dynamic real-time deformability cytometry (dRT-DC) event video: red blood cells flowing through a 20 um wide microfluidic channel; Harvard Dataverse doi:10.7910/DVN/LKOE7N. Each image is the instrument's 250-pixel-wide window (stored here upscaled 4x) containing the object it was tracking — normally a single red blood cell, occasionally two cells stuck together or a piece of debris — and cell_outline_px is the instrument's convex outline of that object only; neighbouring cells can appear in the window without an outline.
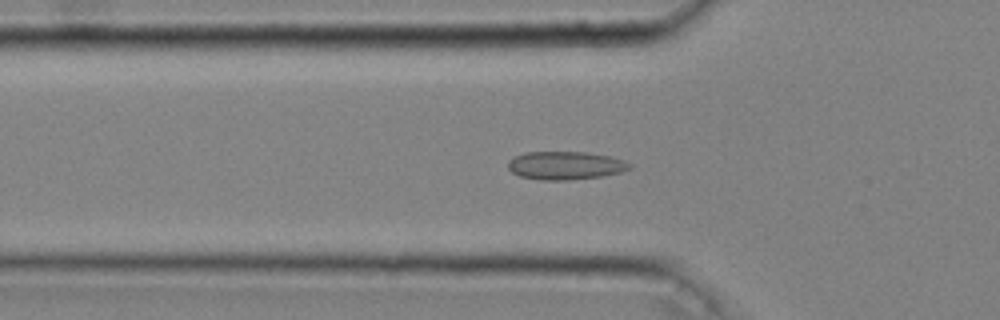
{"species": "common noctule bat (a hibernating species)", "species_latin": "Nyctalus noctula", "temperature_condition": "cold", "stored_images_in_passage": 42, "camera_frame_rate_fps": 3000, "um_per_image_px": 0.085, "animal": {"sex": "male", "body_mass_g": 20.4}, "frame": {"image": 1, "passage_image": 14, "time_ms": 4.333, "image_size_px": [1000, 320], "cell_outline_px": [[632, 168], [620, 172], [600, 176], [568, 180], [540, 180], [520, 176], [512, 172], [508, 168], [508, 160], [524, 152], [584, 152], [608, 156], [624, 160], [632, 164]], "centroid_in_image_um": [48.04, 14.06], "position_along_channel_um": 77.8, "area_um2": 19.88}}
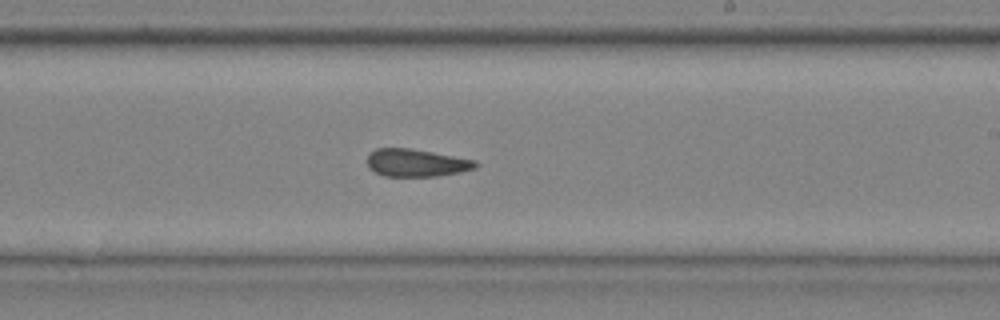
{"frame": {"image": 2, "passage_image": 27, "time_ms": 8.667, "image_size_px": [1000, 320], "cell_outline_px": [[480, 164], [476, 168], [460, 172], [436, 176], [384, 176], [368, 168], [368, 156], [376, 148], [408, 148], [432, 152], [476, 160]], "centroid_in_image_um": [35.41, 13.84], "position_along_channel_um": 253.6, "area_um2": 17.34}}
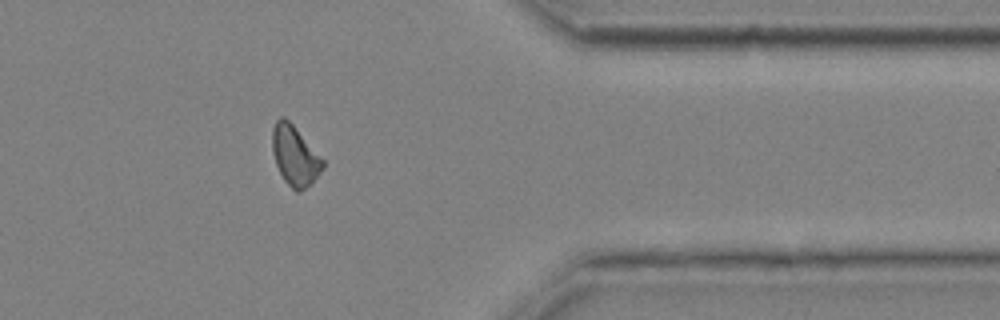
{"frame": {"image": 3, "passage_image": 38, "time_ms": 12.333, "image_size_px": [1000, 320], "cell_outline_px": [[324, 168], [300, 192], [296, 192], [284, 180], [276, 164], [272, 152], [272, 128], [276, 120], [280, 116], [284, 116], [292, 124], [324, 160]], "centroid_in_image_um": [25.03, 13.21], "position_along_channel_um": 386.4, "area_um2": 17.28}, "authors_computed_cell_mechanics": {"area_um2": 18.2937, "velocity_mm_per_s": 4.0581, "shape_relaxation_time_tau1_ms": null, "shape_relaxation_time_tau2_ms": 1.5685, "deformation_change_tau1": null, "deformation_change_tau2": 0.0665}}